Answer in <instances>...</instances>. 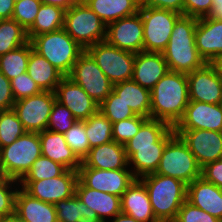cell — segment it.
Instances as JSON below:
<instances>
[{"label":"cell","mask_w":222,"mask_h":222,"mask_svg":"<svg viewBox=\"0 0 222 222\" xmlns=\"http://www.w3.org/2000/svg\"><path fill=\"white\" fill-rule=\"evenodd\" d=\"M188 104L186 74L169 70L151 90V119L166 122L174 128Z\"/></svg>","instance_id":"6da1fadb"},{"label":"cell","mask_w":222,"mask_h":222,"mask_svg":"<svg viewBox=\"0 0 222 222\" xmlns=\"http://www.w3.org/2000/svg\"><path fill=\"white\" fill-rule=\"evenodd\" d=\"M197 18L182 15L176 22L162 52L168 69L188 74L206 64L195 44Z\"/></svg>","instance_id":"7a4b0ae2"},{"label":"cell","mask_w":222,"mask_h":222,"mask_svg":"<svg viewBox=\"0 0 222 222\" xmlns=\"http://www.w3.org/2000/svg\"><path fill=\"white\" fill-rule=\"evenodd\" d=\"M144 183L154 216L159 222H173L186 201L187 185L182 181L157 173L144 175Z\"/></svg>","instance_id":"3957f363"},{"label":"cell","mask_w":222,"mask_h":222,"mask_svg":"<svg viewBox=\"0 0 222 222\" xmlns=\"http://www.w3.org/2000/svg\"><path fill=\"white\" fill-rule=\"evenodd\" d=\"M30 42L33 49L64 76L71 73L78 57L85 51L64 28L34 36Z\"/></svg>","instance_id":"277c9868"},{"label":"cell","mask_w":222,"mask_h":222,"mask_svg":"<svg viewBox=\"0 0 222 222\" xmlns=\"http://www.w3.org/2000/svg\"><path fill=\"white\" fill-rule=\"evenodd\" d=\"M63 28L84 50L106 38V24L81 0L65 11Z\"/></svg>","instance_id":"5b68a950"},{"label":"cell","mask_w":222,"mask_h":222,"mask_svg":"<svg viewBox=\"0 0 222 222\" xmlns=\"http://www.w3.org/2000/svg\"><path fill=\"white\" fill-rule=\"evenodd\" d=\"M155 173L178 179L189 185L201 177V166L186 143L175 134L167 142Z\"/></svg>","instance_id":"8992f818"},{"label":"cell","mask_w":222,"mask_h":222,"mask_svg":"<svg viewBox=\"0 0 222 222\" xmlns=\"http://www.w3.org/2000/svg\"><path fill=\"white\" fill-rule=\"evenodd\" d=\"M42 155L39 133L26 132L8 146L0 148L4 169L11 179L21 180Z\"/></svg>","instance_id":"52a82bcc"},{"label":"cell","mask_w":222,"mask_h":222,"mask_svg":"<svg viewBox=\"0 0 222 222\" xmlns=\"http://www.w3.org/2000/svg\"><path fill=\"white\" fill-rule=\"evenodd\" d=\"M86 51L113 85L132 79L136 53L119 49L106 41L91 45Z\"/></svg>","instance_id":"ba28073f"},{"label":"cell","mask_w":222,"mask_h":222,"mask_svg":"<svg viewBox=\"0 0 222 222\" xmlns=\"http://www.w3.org/2000/svg\"><path fill=\"white\" fill-rule=\"evenodd\" d=\"M143 22L144 52L162 53L169 42L175 22L182 16L159 8H140Z\"/></svg>","instance_id":"9c48e42d"},{"label":"cell","mask_w":222,"mask_h":222,"mask_svg":"<svg viewBox=\"0 0 222 222\" xmlns=\"http://www.w3.org/2000/svg\"><path fill=\"white\" fill-rule=\"evenodd\" d=\"M68 77L98 105L113 91V84L86 50L78 57Z\"/></svg>","instance_id":"30bf717a"},{"label":"cell","mask_w":222,"mask_h":222,"mask_svg":"<svg viewBox=\"0 0 222 222\" xmlns=\"http://www.w3.org/2000/svg\"><path fill=\"white\" fill-rule=\"evenodd\" d=\"M55 101V92L41 91L33 96L15 101L13 110L27 132L39 133L47 129Z\"/></svg>","instance_id":"8fae6325"},{"label":"cell","mask_w":222,"mask_h":222,"mask_svg":"<svg viewBox=\"0 0 222 222\" xmlns=\"http://www.w3.org/2000/svg\"><path fill=\"white\" fill-rule=\"evenodd\" d=\"M78 182V172L65 170L60 176L41 179L38 181H21L24 189L32 197L43 202L55 204L60 200L71 198L75 195Z\"/></svg>","instance_id":"7c38bea8"},{"label":"cell","mask_w":222,"mask_h":222,"mask_svg":"<svg viewBox=\"0 0 222 222\" xmlns=\"http://www.w3.org/2000/svg\"><path fill=\"white\" fill-rule=\"evenodd\" d=\"M189 101L220 104L222 100V76L215 63H206L186 74Z\"/></svg>","instance_id":"4fadbf2b"},{"label":"cell","mask_w":222,"mask_h":222,"mask_svg":"<svg viewBox=\"0 0 222 222\" xmlns=\"http://www.w3.org/2000/svg\"><path fill=\"white\" fill-rule=\"evenodd\" d=\"M105 41L119 49L139 53L144 51L143 22L140 13L121 18L106 25Z\"/></svg>","instance_id":"5bb4252c"},{"label":"cell","mask_w":222,"mask_h":222,"mask_svg":"<svg viewBox=\"0 0 222 222\" xmlns=\"http://www.w3.org/2000/svg\"><path fill=\"white\" fill-rule=\"evenodd\" d=\"M195 156L201 168L222 159V132L212 130L174 129Z\"/></svg>","instance_id":"9a60e30c"},{"label":"cell","mask_w":222,"mask_h":222,"mask_svg":"<svg viewBox=\"0 0 222 222\" xmlns=\"http://www.w3.org/2000/svg\"><path fill=\"white\" fill-rule=\"evenodd\" d=\"M78 180L85 186L101 192L122 197L128 186L134 181L133 172L126 169L103 170L79 168Z\"/></svg>","instance_id":"2e32d148"},{"label":"cell","mask_w":222,"mask_h":222,"mask_svg":"<svg viewBox=\"0 0 222 222\" xmlns=\"http://www.w3.org/2000/svg\"><path fill=\"white\" fill-rule=\"evenodd\" d=\"M56 101L66 106L76 120H87L99 105L73 80L64 76L55 89Z\"/></svg>","instance_id":"e0dca14e"},{"label":"cell","mask_w":222,"mask_h":222,"mask_svg":"<svg viewBox=\"0 0 222 222\" xmlns=\"http://www.w3.org/2000/svg\"><path fill=\"white\" fill-rule=\"evenodd\" d=\"M174 129H201L222 132L221 104L189 101L183 117Z\"/></svg>","instance_id":"ac0fdd59"},{"label":"cell","mask_w":222,"mask_h":222,"mask_svg":"<svg viewBox=\"0 0 222 222\" xmlns=\"http://www.w3.org/2000/svg\"><path fill=\"white\" fill-rule=\"evenodd\" d=\"M195 44L206 63H215L222 57V21L197 18Z\"/></svg>","instance_id":"d6986e66"},{"label":"cell","mask_w":222,"mask_h":222,"mask_svg":"<svg viewBox=\"0 0 222 222\" xmlns=\"http://www.w3.org/2000/svg\"><path fill=\"white\" fill-rule=\"evenodd\" d=\"M168 71L162 53L142 51L135 55L132 80L151 91Z\"/></svg>","instance_id":"ffe728a7"},{"label":"cell","mask_w":222,"mask_h":222,"mask_svg":"<svg viewBox=\"0 0 222 222\" xmlns=\"http://www.w3.org/2000/svg\"><path fill=\"white\" fill-rule=\"evenodd\" d=\"M174 135L175 131L172 127L157 143H154L153 146L124 147L128 159V164L131 161L136 167L135 171L137 172L133 173L135 178H138V175L144 176L156 172L162 157L163 150L167 142Z\"/></svg>","instance_id":"44dd1931"},{"label":"cell","mask_w":222,"mask_h":222,"mask_svg":"<svg viewBox=\"0 0 222 222\" xmlns=\"http://www.w3.org/2000/svg\"><path fill=\"white\" fill-rule=\"evenodd\" d=\"M186 200L222 222V188L200 177L187 185Z\"/></svg>","instance_id":"7402d4cb"},{"label":"cell","mask_w":222,"mask_h":222,"mask_svg":"<svg viewBox=\"0 0 222 222\" xmlns=\"http://www.w3.org/2000/svg\"><path fill=\"white\" fill-rule=\"evenodd\" d=\"M121 213L141 222H159L153 214L144 183L135 178L121 197Z\"/></svg>","instance_id":"603a6c76"},{"label":"cell","mask_w":222,"mask_h":222,"mask_svg":"<svg viewBox=\"0 0 222 222\" xmlns=\"http://www.w3.org/2000/svg\"><path fill=\"white\" fill-rule=\"evenodd\" d=\"M128 159L124 145L115 141L90 149L79 168H95L103 170L125 169Z\"/></svg>","instance_id":"cb8c5ba5"},{"label":"cell","mask_w":222,"mask_h":222,"mask_svg":"<svg viewBox=\"0 0 222 222\" xmlns=\"http://www.w3.org/2000/svg\"><path fill=\"white\" fill-rule=\"evenodd\" d=\"M42 155L64 166L67 170L77 171L81 161L67 145L61 133L44 130L39 132Z\"/></svg>","instance_id":"d4e9b609"},{"label":"cell","mask_w":222,"mask_h":222,"mask_svg":"<svg viewBox=\"0 0 222 222\" xmlns=\"http://www.w3.org/2000/svg\"><path fill=\"white\" fill-rule=\"evenodd\" d=\"M75 195L96 213L101 222H105V215L114 217L121 213V197L85 187L79 180Z\"/></svg>","instance_id":"484cf974"},{"label":"cell","mask_w":222,"mask_h":222,"mask_svg":"<svg viewBox=\"0 0 222 222\" xmlns=\"http://www.w3.org/2000/svg\"><path fill=\"white\" fill-rule=\"evenodd\" d=\"M15 213L24 222H57L54 204L32 197L24 189L17 190Z\"/></svg>","instance_id":"4316f807"},{"label":"cell","mask_w":222,"mask_h":222,"mask_svg":"<svg viewBox=\"0 0 222 222\" xmlns=\"http://www.w3.org/2000/svg\"><path fill=\"white\" fill-rule=\"evenodd\" d=\"M113 92L128 105L136 115L151 118V91L135 81L127 80L113 85Z\"/></svg>","instance_id":"83f0119b"},{"label":"cell","mask_w":222,"mask_h":222,"mask_svg":"<svg viewBox=\"0 0 222 222\" xmlns=\"http://www.w3.org/2000/svg\"><path fill=\"white\" fill-rule=\"evenodd\" d=\"M27 73L42 91L51 92H55L56 86L64 77L62 73L33 48L28 60Z\"/></svg>","instance_id":"f1b7e54d"},{"label":"cell","mask_w":222,"mask_h":222,"mask_svg":"<svg viewBox=\"0 0 222 222\" xmlns=\"http://www.w3.org/2000/svg\"><path fill=\"white\" fill-rule=\"evenodd\" d=\"M106 24L139 12V0H83Z\"/></svg>","instance_id":"f546056e"},{"label":"cell","mask_w":222,"mask_h":222,"mask_svg":"<svg viewBox=\"0 0 222 222\" xmlns=\"http://www.w3.org/2000/svg\"><path fill=\"white\" fill-rule=\"evenodd\" d=\"M65 10L51 4L42 3L33 25L27 30L29 41L37 35L50 33L64 27Z\"/></svg>","instance_id":"4dcf8cb0"},{"label":"cell","mask_w":222,"mask_h":222,"mask_svg":"<svg viewBox=\"0 0 222 222\" xmlns=\"http://www.w3.org/2000/svg\"><path fill=\"white\" fill-rule=\"evenodd\" d=\"M57 222H101L96 213L81 202L76 195L54 204Z\"/></svg>","instance_id":"1f68e13d"},{"label":"cell","mask_w":222,"mask_h":222,"mask_svg":"<svg viewBox=\"0 0 222 222\" xmlns=\"http://www.w3.org/2000/svg\"><path fill=\"white\" fill-rule=\"evenodd\" d=\"M32 48L33 46L29 41L25 45L0 56V71L7 79L11 80L27 72Z\"/></svg>","instance_id":"d6a6232c"},{"label":"cell","mask_w":222,"mask_h":222,"mask_svg":"<svg viewBox=\"0 0 222 222\" xmlns=\"http://www.w3.org/2000/svg\"><path fill=\"white\" fill-rule=\"evenodd\" d=\"M28 42L27 31L13 18L0 19V56Z\"/></svg>","instance_id":"836d02e7"},{"label":"cell","mask_w":222,"mask_h":222,"mask_svg":"<svg viewBox=\"0 0 222 222\" xmlns=\"http://www.w3.org/2000/svg\"><path fill=\"white\" fill-rule=\"evenodd\" d=\"M85 132L90 148L113 141L112 122L100 110L85 120Z\"/></svg>","instance_id":"e575fe53"},{"label":"cell","mask_w":222,"mask_h":222,"mask_svg":"<svg viewBox=\"0 0 222 222\" xmlns=\"http://www.w3.org/2000/svg\"><path fill=\"white\" fill-rule=\"evenodd\" d=\"M172 127L166 122L149 118L140 130L131 138L124 147H145L153 146L157 143Z\"/></svg>","instance_id":"d590c367"},{"label":"cell","mask_w":222,"mask_h":222,"mask_svg":"<svg viewBox=\"0 0 222 222\" xmlns=\"http://www.w3.org/2000/svg\"><path fill=\"white\" fill-rule=\"evenodd\" d=\"M26 132L13 108L0 110V148L10 145Z\"/></svg>","instance_id":"8d00e7d4"},{"label":"cell","mask_w":222,"mask_h":222,"mask_svg":"<svg viewBox=\"0 0 222 222\" xmlns=\"http://www.w3.org/2000/svg\"><path fill=\"white\" fill-rule=\"evenodd\" d=\"M63 135L67 145L82 162L91 149L85 132V120H77Z\"/></svg>","instance_id":"74e56055"},{"label":"cell","mask_w":222,"mask_h":222,"mask_svg":"<svg viewBox=\"0 0 222 222\" xmlns=\"http://www.w3.org/2000/svg\"><path fill=\"white\" fill-rule=\"evenodd\" d=\"M66 168L61 164L41 155L31 166V169L20 181H38L60 176Z\"/></svg>","instance_id":"f35d334b"},{"label":"cell","mask_w":222,"mask_h":222,"mask_svg":"<svg viewBox=\"0 0 222 222\" xmlns=\"http://www.w3.org/2000/svg\"><path fill=\"white\" fill-rule=\"evenodd\" d=\"M99 110L112 122L126 120L136 116L134 111L126 105L112 91L109 96L99 105Z\"/></svg>","instance_id":"ab89813d"},{"label":"cell","mask_w":222,"mask_h":222,"mask_svg":"<svg viewBox=\"0 0 222 222\" xmlns=\"http://www.w3.org/2000/svg\"><path fill=\"white\" fill-rule=\"evenodd\" d=\"M149 118L136 115L132 118L112 123L113 141L125 145L140 130Z\"/></svg>","instance_id":"60d3db41"},{"label":"cell","mask_w":222,"mask_h":222,"mask_svg":"<svg viewBox=\"0 0 222 222\" xmlns=\"http://www.w3.org/2000/svg\"><path fill=\"white\" fill-rule=\"evenodd\" d=\"M41 4V0H20L14 5L12 18L27 31L33 25Z\"/></svg>","instance_id":"b9f144b4"},{"label":"cell","mask_w":222,"mask_h":222,"mask_svg":"<svg viewBox=\"0 0 222 222\" xmlns=\"http://www.w3.org/2000/svg\"><path fill=\"white\" fill-rule=\"evenodd\" d=\"M76 121L77 120L73 117L71 111L66 106L55 101L50 113L47 130L64 134ZM50 126L55 127V129L53 128V130H50Z\"/></svg>","instance_id":"7bdbcfd3"},{"label":"cell","mask_w":222,"mask_h":222,"mask_svg":"<svg viewBox=\"0 0 222 222\" xmlns=\"http://www.w3.org/2000/svg\"><path fill=\"white\" fill-rule=\"evenodd\" d=\"M10 85L15 101L33 96L42 91L27 72L20 74L16 78H12Z\"/></svg>","instance_id":"ee69618b"},{"label":"cell","mask_w":222,"mask_h":222,"mask_svg":"<svg viewBox=\"0 0 222 222\" xmlns=\"http://www.w3.org/2000/svg\"><path fill=\"white\" fill-rule=\"evenodd\" d=\"M173 222H221L204 210L192 205L187 200L183 203Z\"/></svg>","instance_id":"f6af8a7d"},{"label":"cell","mask_w":222,"mask_h":222,"mask_svg":"<svg viewBox=\"0 0 222 222\" xmlns=\"http://www.w3.org/2000/svg\"><path fill=\"white\" fill-rule=\"evenodd\" d=\"M15 179H9L6 182L0 183V216L5 217L15 213V199L17 191L8 190L11 182H16Z\"/></svg>","instance_id":"bcb514c9"},{"label":"cell","mask_w":222,"mask_h":222,"mask_svg":"<svg viewBox=\"0 0 222 222\" xmlns=\"http://www.w3.org/2000/svg\"><path fill=\"white\" fill-rule=\"evenodd\" d=\"M184 15L201 18L205 17L211 9L212 0H183Z\"/></svg>","instance_id":"7dc6e473"},{"label":"cell","mask_w":222,"mask_h":222,"mask_svg":"<svg viewBox=\"0 0 222 222\" xmlns=\"http://www.w3.org/2000/svg\"><path fill=\"white\" fill-rule=\"evenodd\" d=\"M140 8H159L184 15L183 0H139Z\"/></svg>","instance_id":"c3c4849f"},{"label":"cell","mask_w":222,"mask_h":222,"mask_svg":"<svg viewBox=\"0 0 222 222\" xmlns=\"http://www.w3.org/2000/svg\"><path fill=\"white\" fill-rule=\"evenodd\" d=\"M201 177L222 188V159L205 164L201 168Z\"/></svg>","instance_id":"681fc988"},{"label":"cell","mask_w":222,"mask_h":222,"mask_svg":"<svg viewBox=\"0 0 222 222\" xmlns=\"http://www.w3.org/2000/svg\"><path fill=\"white\" fill-rule=\"evenodd\" d=\"M15 103L10 80L0 71V110H9Z\"/></svg>","instance_id":"f907efd6"},{"label":"cell","mask_w":222,"mask_h":222,"mask_svg":"<svg viewBox=\"0 0 222 222\" xmlns=\"http://www.w3.org/2000/svg\"><path fill=\"white\" fill-rule=\"evenodd\" d=\"M14 5L13 0H0V19H11Z\"/></svg>","instance_id":"816d5d0a"},{"label":"cell","mask_w":222,"mask_h":222,"mask_svg":"<svg viewBox=\"0 0 222 222\" xmlns=\"http://www.w3.org/2000/svg\"><path fill=\"white\" fill-rule=\"evenodd\" d=\"M204 18L222 21V0H212L211 9Z\"/></svg>","instance_id":"f5cc1de1"},{"label":"cell","mask_w":222,"mask_h":222,"mask_svg":"<svg viewBox=\"0 0 222 222\" xmlns=\"http://www.w3.org/2000/svg\"><path fill=\"white\" fill-rule=\"evenodd\" d=\"M44 4L58 6L65 11L68 10L77 0H41Z\"/></svg>","instance_id":"db71d44e"},{"label":"cell","mask_w":222,"mask_h":222,"mask_svg":"<svg viewBox=\"0 0 222 222\" xmlns=\"http://www.w3.org/2000/svg\"><path fill=\"white\" fill-rule=\"evenodd\" d=\"M113 222H141L124 213L117 214Z\"/></svg>","instance_id":"11a10c76"},{"label":"cell","mask_w":222,"mask_h":222,"mask_svg":"<svg viewBox=\"0 0 222 222\" xmlns=\"http://www.w3.org/2000/svg\"><path fill=\"white\" fill-rule=\"evenodd\" d=\"M0 222H24L16 213L0 218Z\"/></svg>","instance_id":"9f6ffc18"},{"label":"cell","mask_w":222,"mask_h":222,"mask_svg":"<svg viewBox=\"0 0 222 222\" xmlns=\"http://www.w3.org/2000/svg\"><path fill=\"white\" fill-rule=\"evenodd\" d=\"M10 179V177L7 175L4 166H3V162L1 161V157H0V183L2 182H6Z\"/></svg>","instance_id":"6f0895ef"},{"label":"cell","mask_w":222,"mask_h":222,"mask_svg":"<svg viewBox=\"0 0 222 222\" xmlns=\"http://www.w3.org/2000/svg\"><path fill=\"white\" fill-rule=\"evenodd\" d=\"M215 64L217 65L220 73H221V76H222V57H220L216 62Z\"/></svg>","instance_id":"680465c9"},{"label":"cell","mask_w":222,"mask_h":222,"mask_svg":"<svg viewBox=\"0 0 222 222\" xmlns=\"http://www.w3.org/2000/svg\"><path fill=\"white\" fill-rule=\"evenodd\" d=\"M19 1H20V0H13L14 3H17V2H19Z\"/></svg>","instance_id":"91938a15"}]
</instances>
